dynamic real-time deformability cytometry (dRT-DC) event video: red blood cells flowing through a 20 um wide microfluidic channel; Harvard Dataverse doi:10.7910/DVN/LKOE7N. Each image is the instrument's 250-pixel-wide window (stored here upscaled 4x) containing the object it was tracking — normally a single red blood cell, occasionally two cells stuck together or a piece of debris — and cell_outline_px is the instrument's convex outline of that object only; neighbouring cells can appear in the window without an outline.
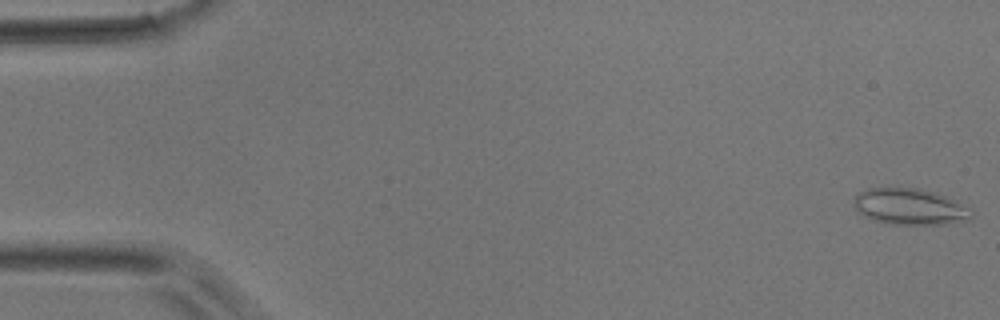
{"species": "common noctule bat (a hibernating species)", "species_latin": "Nyctalus noctula", "temperature_condition": "room temperature", "stored_images_in_passage": 49, "camera_frame_rate_fps": 3000, "um_per_image_px": 0.085, "animal": {"sex": "male", "body_mass_g": 17.9}, "frame": {"image": 1, "passage_image": 1, "time_ms": 0.0, "image_size_px": [1000, 320], "cell_outline_px": [[976, 212], [968, 220], [948, 224], [884, 224], [864, 216], [856, 212], [852, 204], [852, 200], [856, 192], [868, 188], [916, 188], [936, 192]], "centroid_in_image_um": [77.26, 17.57], "position_along_channel_um": 7.7, "area_um2": 25.14}}
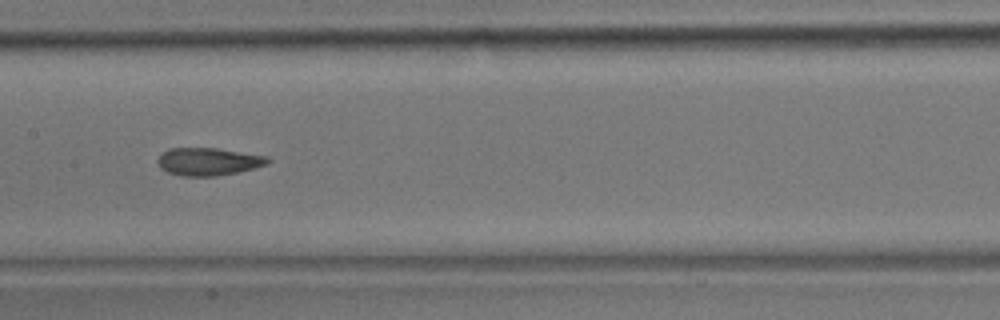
{"frame": {"image": 2, "passage_image": 24, "time_ms": 7.667, "image_size_px": [1000, 320], "cell_outline_px": [[272, 160], [268, 164], [236, 172], [216, 176], [180, 176], [168, 172], [160, 168], [156, 160], [168, 148], [216, 148], [268, 156]], "centroid_in_image_um": [17.7, 13.73], "position_along_channel_um": 189.7, "area_um2": 17.74}}
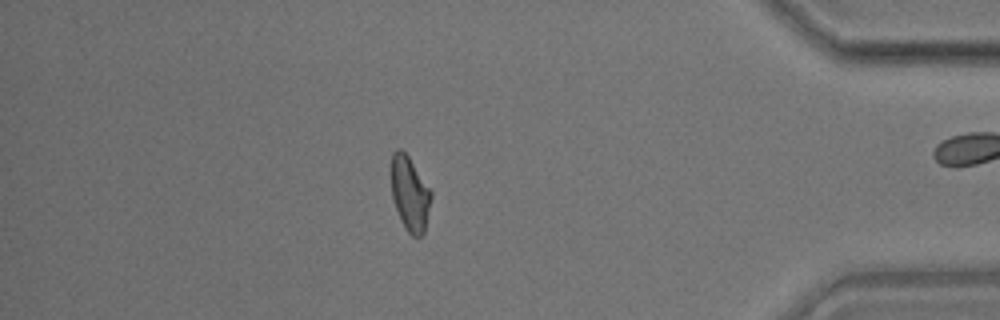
{"frame": {"image": 3, "passage_image": 42, "time_ms": 13.667, "image_size_px": [1000, 320], "cell_outline_px": [[432, 196], [424, 232], [420, 236], [412, 236], [408, 232], [400, 220], [392, 196], [392, 152], [396, 148], [400, 148], [408, 156], [432, 192]], "centroid_in_image_um": [34.84, 16.47], "position_along_channel_um": 400.4, "area_um2": 17.05}}